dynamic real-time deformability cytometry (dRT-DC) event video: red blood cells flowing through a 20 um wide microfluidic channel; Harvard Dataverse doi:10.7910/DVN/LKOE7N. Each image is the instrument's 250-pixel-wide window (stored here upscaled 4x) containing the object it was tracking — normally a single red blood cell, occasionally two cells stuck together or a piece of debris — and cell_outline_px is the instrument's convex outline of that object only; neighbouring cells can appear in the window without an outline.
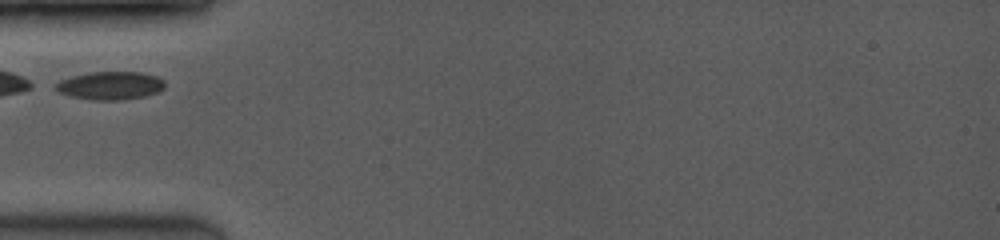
{"species": "common noctule bat (a hibernating species)", "species_latin": "Nyctalus noctula", "temperature_condition": "room temperature", "stored_images_in_passage": 11, "camera_frame_rate_fps": 3500, "um_per_image_px": 0.085, "animal": {"sex": "female", "body_mass_g": 19.0, "forearm_length_mm": 53.3}, "frame": {"image": 1, "passage_image": 1, "time_ms": 0.0, "image_size_px": [1000, 240], "cell_outline_px": [[164, 88], [156, 92], [144, 96], [120, 100], [92, 100], [72, 96], [60, 92], [56, 88], [56, 84], [60, 80], [72, 76], [88, 72], [140, 72], [156, 76], [164, 80]], "centroid_in_image_um": [9.38, 7.27], "position_along_channel_um": 75.6, "area_um2": 17.69}}